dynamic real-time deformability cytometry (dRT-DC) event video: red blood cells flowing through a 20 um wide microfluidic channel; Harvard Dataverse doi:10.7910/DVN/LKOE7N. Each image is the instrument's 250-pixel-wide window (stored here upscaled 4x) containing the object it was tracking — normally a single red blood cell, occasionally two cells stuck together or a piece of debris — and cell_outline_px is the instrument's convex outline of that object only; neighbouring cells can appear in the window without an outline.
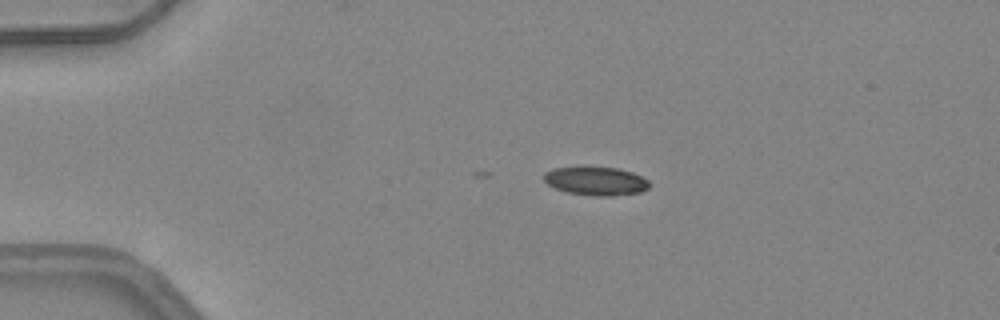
{"species": "common noctule bat (a hibernating species)", "species_latin": "Nyctalus noctula", "temperature_condition": "warm", "stored_images_in_passage": 9, "camera_frame_rate_fps": 3000, "um_per_image_px": 0.085, "animal": {"sex": "female", "body_mass_g": 24.6, "forearm_length_mm": 56.2}, "frame": {"image": 1, "passage_image": 1, "time_ms": 0.0, "image_size_px": [1000, 320], "cell_outline_px": [[652, 184], [648, 188], [640, 192], [612, 196], [596, 196], [568, 192], [556, 188], [548, 184], [544, 180], [544, 172], [552, 168], [580, 164], [620, 168], [632, 172], [648, 180]], "centroid_in_image_um": [50.63, 15.33], "position_along_channel_um": 34.4, "area_um2": 18.26}}